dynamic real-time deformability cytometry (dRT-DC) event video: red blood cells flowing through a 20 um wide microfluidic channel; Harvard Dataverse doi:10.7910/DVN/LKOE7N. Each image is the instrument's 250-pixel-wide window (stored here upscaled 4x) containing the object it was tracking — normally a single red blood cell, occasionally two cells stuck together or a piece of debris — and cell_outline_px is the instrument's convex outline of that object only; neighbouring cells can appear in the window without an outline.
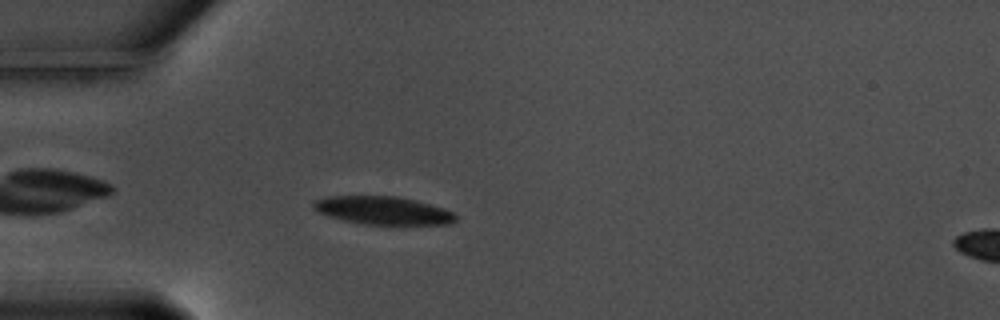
{"species": "common noctule bat (a hibernating species)", "species_latin": "Nyctalus noctula", "temperature_condition": "warm", "stored_images_in_passage": 45, "camera_frame_rate_fps": 3000, "um_per_image_px": 0.085, "animal": {"sex": "male", "body_mass_g": 17.5, "forearm_length_mm": 52.3}, "frame": {"image": 1, "passage_image": 4, "time_ms": 1.0, "image_size_px": [1000, 320], "cell_outline_px": [[456, 220], [448, 224], [364, 224], [328, 216], [320, 212], [312, 204], [316, 200], [328, 196], [396, 196], [416, 200], [444, 208], [452, 212], [456, 216]], "centroid_in_image_um": [32.58, 17.88], "position_along_channel_um": 52.4, "area_um2": 22.89}}
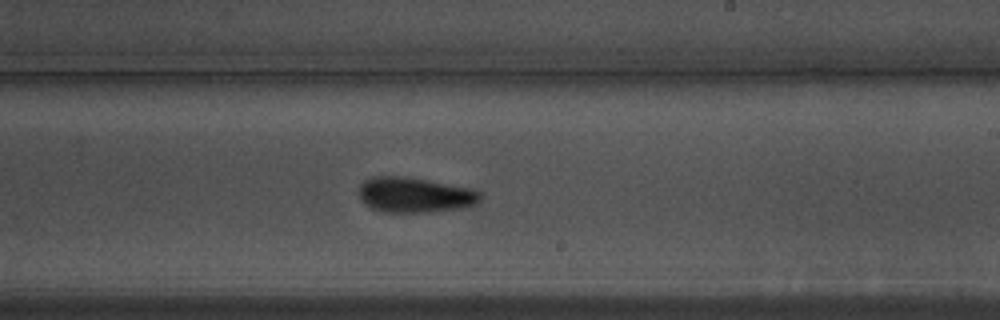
{"frame": {"image": 2, "passage_image": 22, "time_ms": 7.0, "image_size_px": [1000, 320], "cell_outline_px": [[484, 196], [476, 204], [460, 208], [428, 212], [384, 212], [372, 208], [360, 196], [360, 184], [364, 180], [372, 176], [404, 176], [428, 180], [472, 188], [480, 192]], "centroid_in_image_um": [35.3, 16.55], "position_along_channel_um": 253.7, "area_um2": 24.85}}
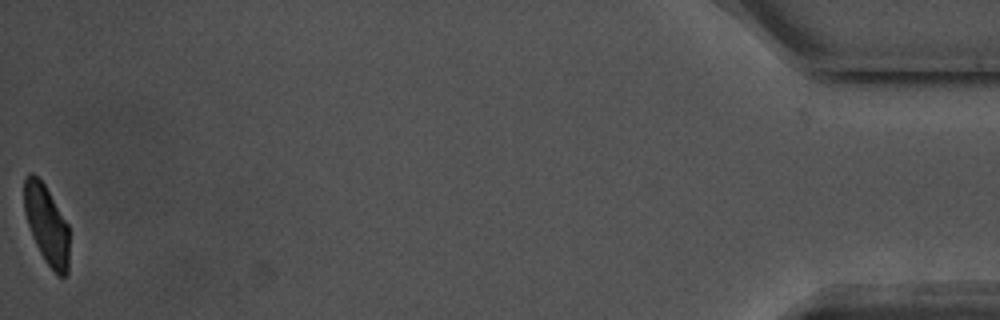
{"frame": {"image": 3, "passage_image": 45, "time_ms": 14.667, "image_size_px": [1000, 320], "cell_outline_px": [[68, 272], [64, 276], [56, 276], [44, 260], [32, 236], [24, 212], [24, 180], [28, 172], [32, 172], [44, 184], [68, 224]], "centroid_in_image_um": [3.95, 19.11], "position_along_channel_um": 431.2, "area_um2": 20.69}, "authors_computed_cell_mechanics": {"area_um2": 23.8714, "velocity_mm_per_s": 3.561, "shape_relaxation_time_tau1_ms": 2.9403, "shape_relaxation_time_tau2_ms": 4.7324, "deformation_change_tau1": 0.1286, "deformation_change_tau2": 0.102}}